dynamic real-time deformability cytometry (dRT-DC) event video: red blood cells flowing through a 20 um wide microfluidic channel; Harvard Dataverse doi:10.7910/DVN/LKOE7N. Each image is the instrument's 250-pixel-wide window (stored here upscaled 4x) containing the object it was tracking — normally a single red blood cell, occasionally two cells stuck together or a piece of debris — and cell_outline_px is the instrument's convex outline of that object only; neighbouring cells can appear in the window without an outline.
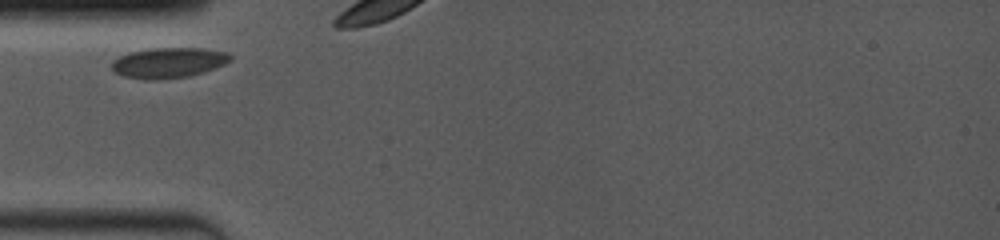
{"species": "common noctule bat (a hibernating species)", "species_latin": "Nyctalus noctula", "temperature_condition": "room temperature", "stored_images_in_passage": 7, "camera_frame_rate_fps": 4000, "um_per_image_px": 0.085, "animal": {"sex": "female", "body_mass_g": 19.0, "forearm_length_mm": 53.3}, "frame": {"image": 1, "passage_image": 1, "time_ms": 0.0, "image_size_px": [1000, 240], "cell_outline_px": [[232, 60], [224, 64], [204, 72], [188, 76], [156, 80], [148, 80], [124, 76], [116, 72], [112, 68], [112, 60], [128, 52], [152, 48], [204, 48], [228, 52], [232, 56]], "centroid_in_image_um": [14.34, 5.32], "position_along_channel_um": 70.7, "area_um2": 21.04}}